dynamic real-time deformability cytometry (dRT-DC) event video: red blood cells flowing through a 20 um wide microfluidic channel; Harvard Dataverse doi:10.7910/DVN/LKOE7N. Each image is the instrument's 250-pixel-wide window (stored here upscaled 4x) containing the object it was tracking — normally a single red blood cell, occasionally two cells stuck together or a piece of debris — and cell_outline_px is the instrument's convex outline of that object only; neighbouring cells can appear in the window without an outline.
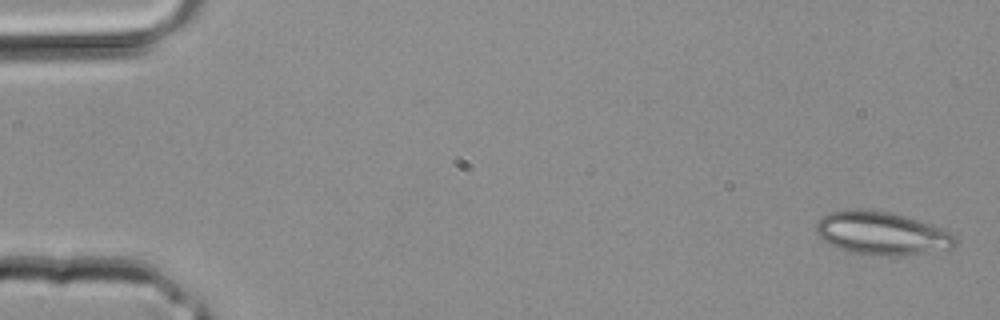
{"species": "common noctule bat (a hibernating species)", "species_latin": "Nyctalus noctula", "temperature_condition": "room temperature", "stored_images_in_passage": 3, "camera_frame_rate_fps": 3000, "um_per_image_px": 0.085, "animal": {"sex": "male", "body_mass_g": 20.4}, "frame": {"image": 1, "passage_image": 1, "time_ms": 0.0, "image_size_px": [1000, 320], "cell_outline_px": [[956, 244], [952, 248], [928, 252], [900, 256], [880, 256], [848, 252], [824, 240], [816, 232], [816, 224], [824, 216], [832, 212], [844, 208], [852, 208], [888, 212], [904, 216], [944, 228], [956, 232]], "centroid_in_image_um": [75.01, 19.83], "position_along_channel_um": 10.0, "area_um2": 35.08}}